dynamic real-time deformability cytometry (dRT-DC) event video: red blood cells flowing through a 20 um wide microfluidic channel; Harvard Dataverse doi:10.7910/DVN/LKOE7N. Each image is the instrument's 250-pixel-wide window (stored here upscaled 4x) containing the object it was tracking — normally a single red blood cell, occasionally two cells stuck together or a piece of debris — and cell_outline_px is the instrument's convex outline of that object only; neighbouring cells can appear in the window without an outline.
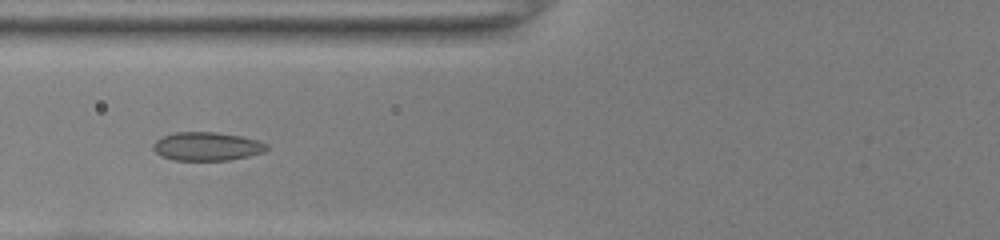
{"species": "common noctule bat (a hibernating species)", "species_latin": "Nyctalus noctula", "temperature_condition": "room temperature", "stored_images_in_passage": 52, "camera_frame_rate_fps": 3000, "um_per_image_px": 0.085, "animal": {"sex": "female", "body_mass_g": 22.0, "forearm_length_mm": 56.7}, "frame": {"image": 1, "passage_image": 23, "time_ms": 7.333, "image_size_px": [1000, 240], "cell_outline_px": [[268, 148], [264, 152], [248, 156], [228, 160], [172, 160], [160, 156], [152, 148], [152, 144], [156, 140], [164, 136], [176, 132], [216, 132], [240, 136], [256, 140], [268, 144]], "centroid_in_image_um": [17.56, 12.45], "position_along_channel_um": 108.2, "area_um2": 18.84}}
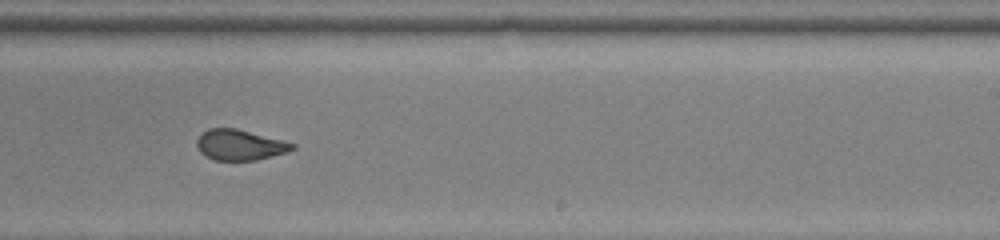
{"frame": {"image": 2, "passage_image": 35, "time_ms": 11.333, "image_size_px": [1000, 240], "cell_outline_px": [[296, 148], [284, 152], [256, 160], [212, 160], [204, 156], [200, 152], [196, 144], [196, 140], [200, 132], [208, 128], [236, 128], [296, 144]], "centroid_in_image_um": [20.31, 12.31], "position_along_channel_um": 268.7, "area_um2": 16.99}}
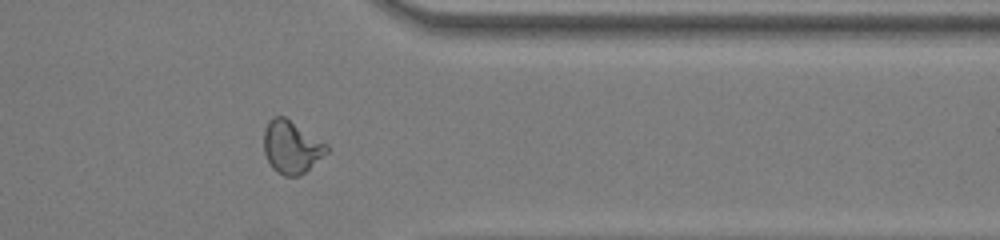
{"frame": {"image": 3, "passage_image": 44, "time_ms": 14.333, "image_size_px": [1000, 240], "cell_outline_px": [[328, 152], [300, 176], [284, 176], [276, 172], [272, 168], [264, 152], [264, 132], [268, 120], [272, 116], [284, 116], [328, 144]], "centroid_in_image_um": [24.77, 12.5], "position_along_channel_um": 386.6, "area_um2": 19.31}, "authors_computed_cell_mechanics": {"area_um2": 19.3052, "velocity_mm_per_s": 4.021, "shape_relaxation_time_tau1_ms": null, "shape_relaxation_time_tau2_ms": 0.8772, "deformation_change_tau1": null, "deformation_change_tau2": 0.0564}}